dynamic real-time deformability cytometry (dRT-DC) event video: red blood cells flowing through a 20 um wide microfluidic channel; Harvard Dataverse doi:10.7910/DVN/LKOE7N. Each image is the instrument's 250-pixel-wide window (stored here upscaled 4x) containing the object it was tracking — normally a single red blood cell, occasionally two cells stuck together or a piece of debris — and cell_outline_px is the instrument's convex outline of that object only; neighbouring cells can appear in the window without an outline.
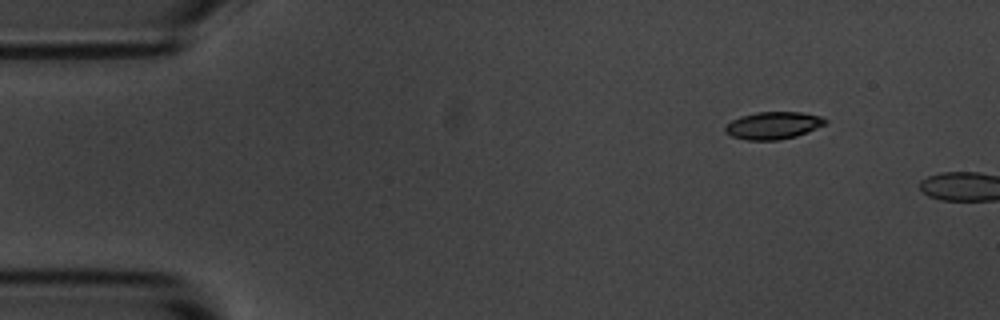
{"species": "common noctule bat (a hibernating species)", "species_latin": "Nyctalus noctula", "temperature_condition": "room temperature", "stored_images_in_passage": 2, "camera_frame_rate_fps": 3000, "um_per_image_px": 0.085, "animal": {"sex": "male", "body_mass_g": 20.1, "forearm_length_mm": 53.5}, "frame": {"image": 1, "passage_image": 1, "time_ms": 0.0, "image_size_px": [1000, 320], "cell_outline_px": [[828, 120], [824, 124], [816, 128], [796, 136], [776, 140], [744, 140], [732, 136], [724, 132], [724, 128], [732, 120], [740, 116], [756, 112], [804, 112], [824, 116]], "centroid_in_image_um": [65.72, 10.65], "position_along_channel_um": 19.3, "area_um2": 16.01}}